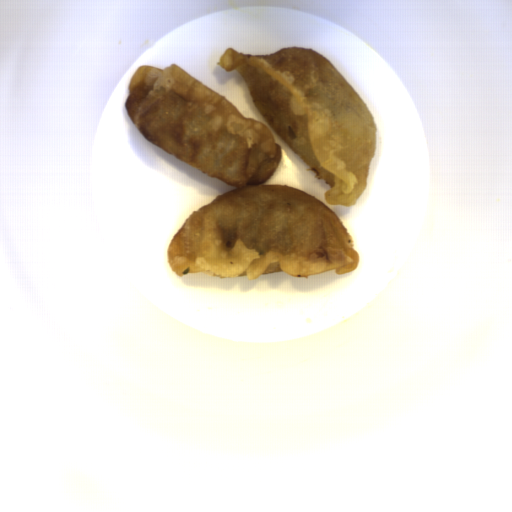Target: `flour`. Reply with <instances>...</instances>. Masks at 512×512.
<instances>
[{"instance_id": "c2a2500e", "label": "flour", "mask_w": 512, "mask_h": 512, "mask_svg": "<svg viewBox=\"0 0 512 512\" xmlns=\"http://www.w3.org/2000/svg\"><path fill=\"white\" fill-rule=\"evenodd\" d=\"M125 109L149 143L237 187L191 212L173 234L166 255L175 275L253 281L279 271L303 278L357 270L353 236L331 207L293 186L265 183L283 153L265 124L174 62L139 65Z\"/></svg>"}, {"instance_id": "a7fe0414", "label": "flour", "mask_w": 512, "mask_h": 512, "mask_svg": "<svg viewBox=\"0 0 512 512\" xmlns=\"http://www.w3.org/2000/svg\"><path fill=\"white\" fill-rule=\"evenodd\" d=\"M237 71L272 130L323 180V201L353 206L366 191L376 152V119L357 90L327 60L302 46L269 55L227 48L215 63Z\"/></svg>"}]
</instances>
